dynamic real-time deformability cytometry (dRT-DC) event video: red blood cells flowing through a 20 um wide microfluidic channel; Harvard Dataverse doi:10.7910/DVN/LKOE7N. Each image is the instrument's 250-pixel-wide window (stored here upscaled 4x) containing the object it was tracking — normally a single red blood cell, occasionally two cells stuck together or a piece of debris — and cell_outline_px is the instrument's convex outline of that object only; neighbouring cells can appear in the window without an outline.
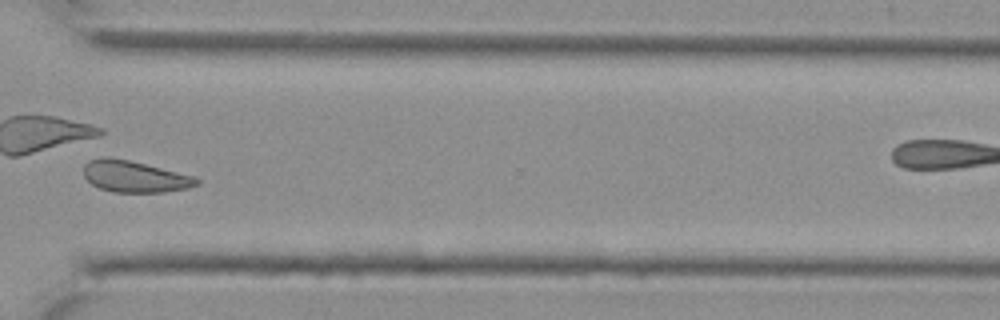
{"species": "Egyptian fruit bat (a non-hibernating species)", "species_latin": "Rousettus aegyptiacus", "temperature_condition": "cold", "stored_images_in_passage": 26, "camera_frame_rate_fps": 3000, "um_per_image_px": 0.085, "animal": {"sex": "female"}, "frame": {"image": 1, "passage_image": 22, "time_ms": 7.0, "image_size_px": [1000, 320], "cell_outline_px": [[200, 184], [188, 188], [164, 192], [112, 192], [100, 188], [92, 184], [84, 176], [84, 164], [88, 160], [104, 156], [108, 156], [128, 160], [196, 176], [200, 180]], "centroid_in_image_um": [11.45, 15.0], "position_along_channel_um": 359.1, "area_um2": 20.87}}